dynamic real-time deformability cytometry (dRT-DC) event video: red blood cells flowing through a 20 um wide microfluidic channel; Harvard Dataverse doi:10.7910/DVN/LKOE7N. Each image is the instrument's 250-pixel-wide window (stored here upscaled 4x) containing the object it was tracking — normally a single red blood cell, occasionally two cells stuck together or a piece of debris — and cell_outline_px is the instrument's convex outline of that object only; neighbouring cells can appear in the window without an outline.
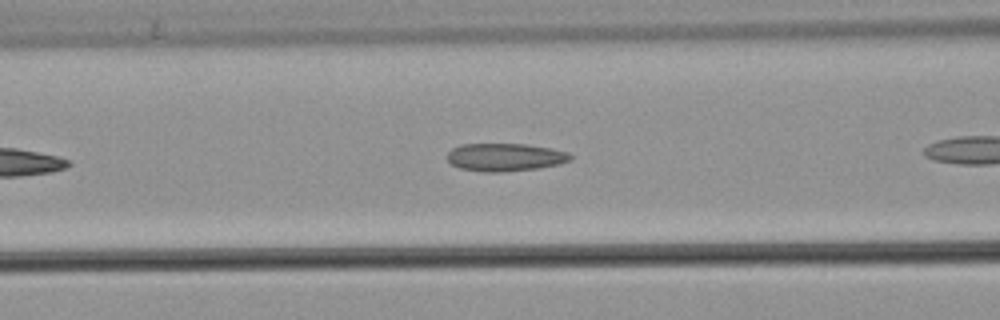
{"species": "common noctule bat (a hibernating species)", "species_latin": "Nyctalus noctula", "temperature_condition": "warm", "stored_images_in_passage": 15, "camera_frame_rate_fps": 3000, "um_per_image_px": 0.085, "animal": {"sex": "male", "body_mass_g": 21.5, "forearm_length_mm": 52.0}, "frame": {"image": 1, "passage_image": 7, "time_ms": 2.0, "image_size_px": [1000, 320], "cell_outline_px": [[572, 160], [560, 164], [540, 168], [500, 172], [484, 172], [460, 168], [452, 164], [448, 160], [448, 152], [452, 148], [460, 144], [528, 144], [568, 152], [572, 156]], "centroid_in_image_um": [42.95, 13.36], "position_along_channel_um": 123.7, "area_um2": 20.06}}